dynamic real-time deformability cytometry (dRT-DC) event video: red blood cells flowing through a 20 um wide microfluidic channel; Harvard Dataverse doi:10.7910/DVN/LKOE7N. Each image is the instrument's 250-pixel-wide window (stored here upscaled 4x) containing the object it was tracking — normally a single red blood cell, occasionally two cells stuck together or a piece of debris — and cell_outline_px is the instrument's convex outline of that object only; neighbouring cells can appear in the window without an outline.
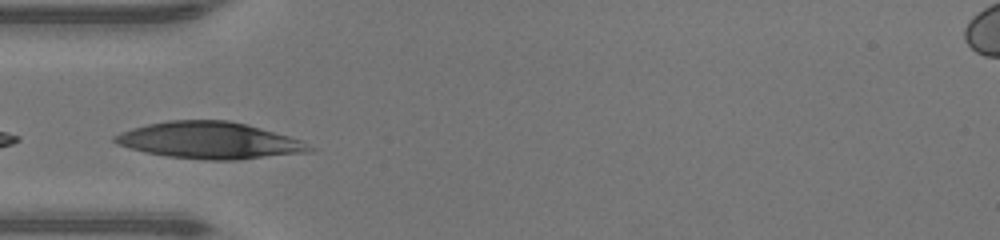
{"species": "human", "species_latin": "Homo sapiens", "temperature_condition": "warm", "stored_images_in_passage": 15, "camera_frame_rate_fps": 3000, "um_per_image_px": 0.085, "donor": {"sex": "male"}, "frame": {"image": 1, "passage_image": 7, "time_ms": 2.0, "image_size_px": [1000, 240], "cell_outline_px": [[316, 148], [312, 152], [240, 160], [204, 160], [168, 156], [144, 152], [116, 144], [112, 140], [112, 136], [120, 132], [132, 128], [148, 124], [168, 120], [228, 120], [248, 124], [288, 136], [300, 140]], "centroid_in_image_um": [17.82, 11.94], "position_along_channel_um": 67.2, "area_um2": 41.91}}
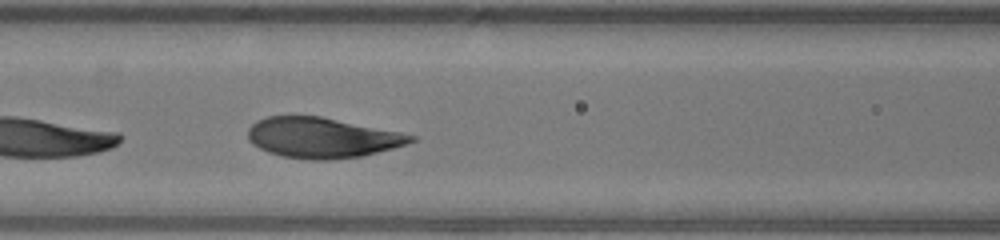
{"frame": {"image": 2, "passage_image": 12, "time_ms": 3.667, "image_size_px": [1000, 240], "cell_outline_px": [[416, 140], [408, 144], [360, 156], [328, 160], [312, 160], [284, 156], [268, 152], [252, 144], [248, 140], [248, 128], [256, 120], [268, 116], [320, 116], [400, 132], [416, 136]], "centroid_in_image_um": [27.35, 11.7], "position_along_channel_um": 139.2, "area_um2": 38.09}}